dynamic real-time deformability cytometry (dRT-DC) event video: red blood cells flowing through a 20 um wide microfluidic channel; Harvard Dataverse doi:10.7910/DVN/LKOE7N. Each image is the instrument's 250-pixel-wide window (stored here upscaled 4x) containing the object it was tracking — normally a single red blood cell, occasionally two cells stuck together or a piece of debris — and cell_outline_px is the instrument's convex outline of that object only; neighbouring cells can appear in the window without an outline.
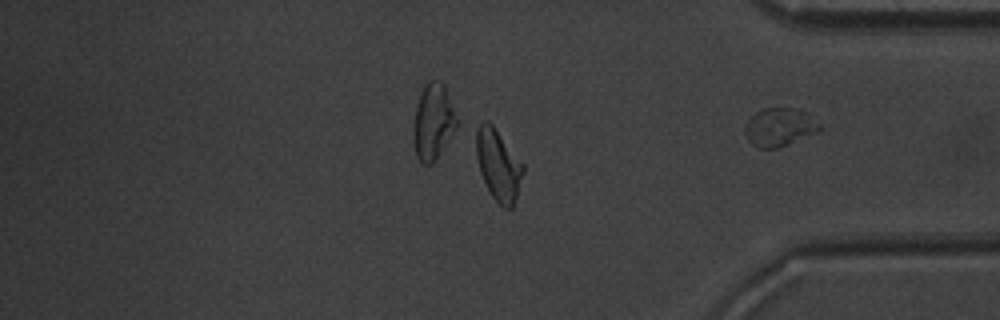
{"species": "common noctule bat (a hibernating species)", "species_latin": "Nyctalus noctula", "temperature_condition": "warm", "stored_images_in_passage": 38, "camera_frame_rate_fps": 3000, "um_per_image_px": 0.085, "animal": {"sex": "male", "body_mass_g": 20.1, "forearm_length_mm": 53.5}, "frame": {"image": 1, "passage_image": 38, "time_ms": 12.333, "image_size_px": [1000, 320], "cell_outline_px": [[820, 128], [816, 132], [788, 144], [776, 148], [760, 148], [752, 144], [748, 140], [744, 132], [744, 128], [748, 120], [756, 112], [764, 108], [792, 108], [804, 112], [820, 124]], "centroid_in_image_um": [66.21, 10.81], "position_along_channel_um": 369.0, "area_um2": 16.24}, "authors_computed_cell_mechanics": {"area_um2": 18.9295, "velocity_mm_per_s": 3.9849, "shape_relaxation_time_tau1_ms": 3.0944, "shape_relaxation_time_tau2_ms": 1.3505, "deformation_change_tau1": 0.1486, "deformation_change_tau2": 0.079}}